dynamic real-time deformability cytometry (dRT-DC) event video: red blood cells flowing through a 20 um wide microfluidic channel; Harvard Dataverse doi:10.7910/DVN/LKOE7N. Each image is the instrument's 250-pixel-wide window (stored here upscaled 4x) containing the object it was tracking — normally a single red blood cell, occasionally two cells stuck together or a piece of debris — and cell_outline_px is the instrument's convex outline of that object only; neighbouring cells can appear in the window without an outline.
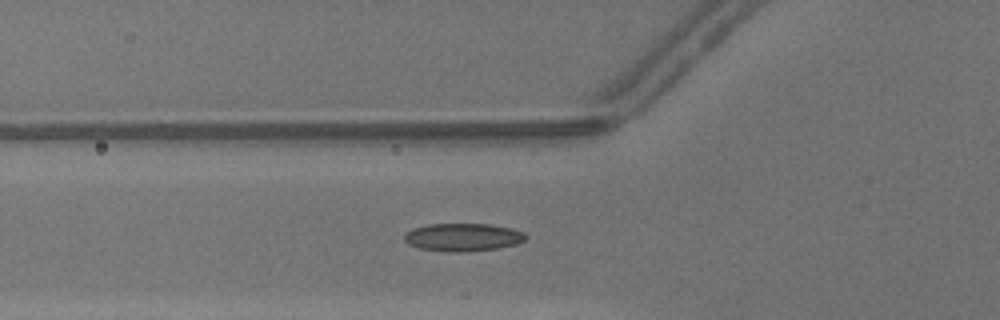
{"species": "common noctule bat (a hibernating species)", "species_latin": "Nyctalus noctula", "temperature_condition": "warm", "stored_images_in_passage": 48, "camera_frame_rate_fps": 3000, "um_per_image_px": 0.085, "animal": {"sex": "male", "body_mass_g": 13.3}, "frame": {"image": 1, "passage_image": 18, "time_ms": 5.667, "image_size_px": [1000, 320], "cell_outline_px": [[528, 236], [524, 240], [516, 244], [500, 248], [460, 252], [452, 252], [420, 248], [408, 244], [404, 240], [404, 236], [412, 228], [428, 224], [492, 224], [512, 228], [524, 232]], "centroid_in_image_um": [39.38, 20.15], "position_along_channel_um": 86.4, "area_um2": 19.77}}
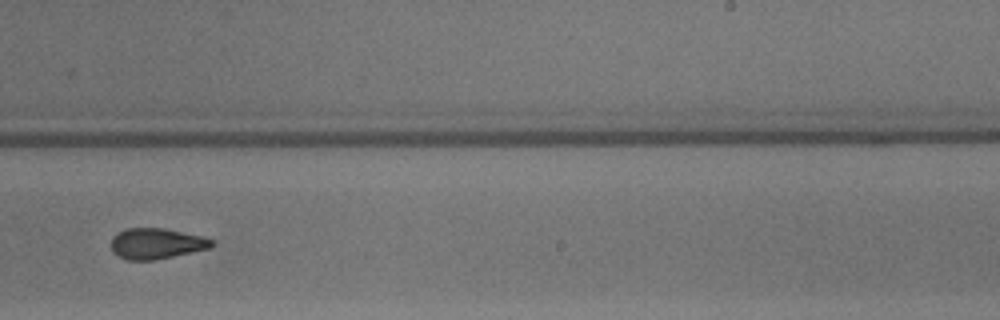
{"frame": {"image": 2, "passage_image": 31, "time_ms": 10.0, "image_size_px": [1000, 320], "cell_outline_px": [[216, 244], [212, 248], [152, 260], [128, 260], [112, 252], [112, 236], [124, 228], [164, 228], [204, 236], [212, 240]], "centroid_in_image_um": [13.32, 20.69], "position_along_channel_um": 275.7, "area_um2": 18.09}}
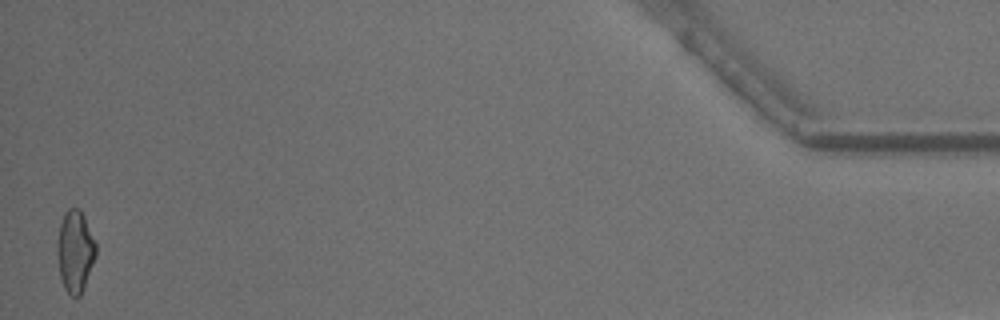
{"frame": {"image": 3, "passage_image": 48, "time_ms": 15.667, "image_size_px": [1000, 320], "cell_outline_px": [[96, 256], [80, 296], [72, 296], [64, 288], [60, 276], [56, 248], [60, 224], [64, 212], [68, 208], [80, 208], [84, 216], [96, 244]], "centroid_in_image_um": [6.37, 21.33], "position_along_channel_um": 428.8, "area_um2": 18.32}, "authors_computed_cell_mechanics": {"area_um2": 18.3226, "velocity_mm_per_s": 4.3542, "shape_relaxation_time_tau1_ms": 10.3478, "shape_relaxation_time_tau2_ms": 1.9774, "deformation_change_tau1": 0.225, "deformation_change_tau2": 0.0914}}